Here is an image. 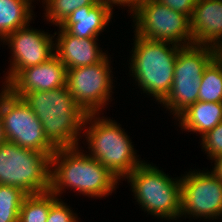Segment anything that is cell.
<instances>
[{
    "instance_id": "obj_1",
    "label": "cell",
    "mask_w": 222,
    "mask_h": 222,
    "mask_svg": "<svg viewBox=\"0 0 222 222\" xmlns=\"http://www.w3.org/2000/svg\"><path fill=\"white\" fill-rule=\"evenodd\" d=\"M81 147L59 148L51 156L50 191L58 198L68 188L88 198L108 197L120 181Z\"/></svg>"
},
{
    "instance_id": "obj_2",
    "label": "cell",
    "mask_w": 222,
    "mask_h": 222,
    "mask_svg": "<svg viewBox=\"0 0 222 222\" xmlns=\"http://www.w3.org/2000/svg\"><path fill=\"white\" fill-rule=\"evenodd\" d=\"M22 98L41 121L46 138L56 149L82 144L80 138L87 114L75 103L67 85L28 92Z\"/></svg>"
},
{
    "instance_id": "obj_3",
    "label": "cell",
    "mask_w": 222,
    "mask_h": 222,
    "mask_svg": "<svg viewBox=\"0 0 222 222\" xmlns=\"http://www.w3.org/2000/svg\"><path fill=\"white\" fill-rule=\"evenodd\" d=\"M103 114L92 113L85 117L82 136L88 146L86 152L107 167L121 183L145 160H141L121 124Z\"/></svg>"
},
{
    "instance_id": "obj_4",
    "label": "cell",
    "mask_w": 222,
    "mask_h": 222,
    "mask_svg": "<svg viewBox=\"0 0 222 222\" xmlns=\"http://www.w3.org/2000/svg\"><path fill=\"white\" fill-rule=\"evenodd\" d=\"M133 41L128 61L129 74L142 93L161 104L171 91L174 66L181 46L148 40L135 33Z\"/></svg>"
},
{
    "instance_id": "obj_5",
    "label": "cell",
    "mask_w": 222,
    "mask_h": 222,
    "mask_svg": "<svg viewBox=\"0 0 222 222\" xmlns=\"http://www.w3.org/2000/svg\"><path fill=\"white\" fill-rule=\"evenodd\" d=\"M124 180L131 185L135 202L144 213L162 221L181 220V176L172 178L155 164L144 161Z\"/></svg>"
},
{
    "instance_id": "obj_6",
    "label": "cell",
    "mask_w": 222,
    "mask_h": 222,
    "mask_svg": "<svg viewBox=\"0 0 222 222\" xmlns=\"http://www.w3.org/2000/svg\"><path fill=\"white\" fill-rule=\"evenodd\" d=\"M4 141L0 146V184L27 195L50 190L51 156Z\"/></svg>"
},
{
    "instance_id": "obj_7",
    "label": "cell",
    "mask_w": 222,
    "mask_h": 222,
    "mask_svg": "<svg viewBox=\"0 0 222 222\" xmlns=\"http://www.w3.org/2000/svg\"><path fill=\"white\" fill-rule=\"evenodd\" d=\"M215 57L216 49L204 45L192 44L178 51L171 91L160 104L174 120L198 101L203 71Z\"/></svg>"
},
{
    "instance_id": "obj_8",
    "label": "cell",
    "mask_w": 222,
    "mask_h": 222,
    "mask_svg": "<svg viewBox=\"0 0 222 222\" xmlns=\"http://www.w3.org/2000/svg\"><path fill=\"white\" fill-rule=\"evenodd\" d=\"M0 117L6 141L45 154L57 150L46 138L42 123L30 106L5 86L0 90Z\"/></svg>"
},
{
    "instance_id": "obj_9",
    "label": "cell",
    "mask_w": 222,
    "mask_h": 222,
    "mask_svg": "<svg viewBox=\"0 0 222 222\" xmlns=\"http://www.w3.org/2000/svg\"><path fill=\"white\" fill-rule=\"evenodd\" d=\"M129 16L133 18V33L137 36L181 47L193 44L189 17L156 0H142Z\"/></svg>"
},
{
    "instance_id": "obj_10",
    "label": "cell",
    "mask_w": 222,
    "mask_h": 222,
    "mask_svg": "<svg viewBox=\"0 0 222 222\" xmlns=\"http://www.w3.org/2000/svg\"><path fill=\"white\" fill-rule=\"evenodd\" d=\"M204 169L190 168L191 171L181 174L180 218L221 221L222 179Z\"/></svg>"
},
{
    "instance_id": "obj_11",
    "label": "cell",
    "mask_w": 222,
    "mask_h": 222,
    "mask_svg": "<svg viewBox=\"0 0 222 222\" xmlns=\"http://www.w3.org/2000/svg\"><path fill=\"white\" fill-rule=\"evenodd\" d=\"M111 62V56H107L96 64L67 70V88L86 114L102 113L112 102L115 88L112 70L115 68Z\"/></svg>"
},
{
    "instance_id": "obj_12",
    "label": "cell",
    "mask_w": 222,
    "mask_h": 222,
    "mask_svg": "<svg viewBox=\"0 0 222 222\" xmlns=\"http://www.w3.org/2000/svg\"><path fill=\"white\" fill-rule=\"evenodd\" d=\"M54 36L43 29L32 28L30 24L11 32L1 44L8 45L12 55L2 86L6 87L23 69L39 65L54 56Z\"/></svg>"
},
{
    "instance_id": "obj_13",
    "label": "cell",
    "mask_w": 222,
    "mask_h": 222,
    "mask_svg": "<svg viewBox=\"0 0 222 222\" xmlns=\"http://www.w3.org/2000/svg\"><path fill=\"white\" fill-rule=\"evenodd\" d=\"M67 69L55 55L36 66L23 69L7 86L22 98L28 92L48 91L66 86Z\"/></svg>"
},
{
    "instance_id": "obj_14",
    "label": "cell",
    "mask_w": 222,
    "mask_h": 222,
    "mask_svg": "<svg viewBox=\"0 0 222 222\" xmlns=\"http://www.w3.org/2000/svg\"><path fill=\"white\" fill-rule=\"evenodd\" d=\"M57 27L59 29L53 33L58 35L54 36V52L67 70L96 64L108 56L99 47V38H78Z\"/></svg>"
},
{
    "instance_id": "obj_15",
    "label": "cell",
    "mask_w": 222,
    "mask_h": 222,
    "mask_svg": "<svg viewBox=\"0 0 222 222\" xmlns=\"http://www.w3.org/2000/svg\"><path fill=\"white\" fill-rule=\"evenodd\" d=\"M189 19L193 44L222 46V0H197Z\"/></svg>"
},
{
    "instance_id": "obj_16",
    "label": "cell",
    "mask_w": 222,
    "mask_h": 222,
    "mask_svg": "<svg viewBox=\"0 0 222 222\" xmlns=\"http://www.w3.org/2000/svg\"><path fill=\"white\" fill-rule=\"evenodd\" d=\"M113 11L102 2L82 6L71 13L60 27L78 38H99L109 23H112Z\"/></svg>"
},
{
    "instance_id": "obj_17",
    "label": "cell",
    "mask_w": 222,
    "mask_h": 222,
    "mask_svg": "<svg viewBox=\"0 0 222 222\" xmlns=\"http://www.w3.org/2000/svg\"><path fill=\"white\" fill-rule=\"evenodd\" d=\"M175 121H179L176 125L181 131L193 132L202 137L222 121V103L198 100L183 111Z\"/></svg>"
},
{
    "instance_id": "obj_18",
    "label": "cell",
    "mask_w": 222,
    "mask_h": 222,
    "mask_svg": "<svg viewBox=\"0 0 222 222\" xmlns=\"http://www.w3.org/2000/svg\"><path fill=\"white\" fill-rule=\"evenodd\" d=\"M34 0H0V41L11 32L30 24L35 16ZM0 42V44H1Z\"/></svg>"
},
{
    "instance_id": "obj_19",
    "label": "cell",
    "mask_w": 222,
    "mask_h": 222,
    "mask_svg": "<svg viewBox=\"0 0 222 222\" xmlns=\"http://www.w3.org/2000/svg\"><path fill=\"white\" fill-rule=\"evenodd\" d=\"M57 199L50 190L26 195L20 207L18 222H46L50 207Z\"/></svg>"
},
{
    "instance_id": "obj_20",
    "label": "cell",
    "mask_w": 222,
    "mask_h": 222,
    "mask_svg": "<svg viewBox=\"0 0 222 222\" xmlns=\"http://www.w3.org/2000/svg\"><path fill=\"white\" fill-rule=\"evenodd\" d=\"M198 100L222 103V62L217 56L203 71Z\"/></svg>"
},
{
    "instance_id": "obj_21",
    "label": "cell",
    "mask_w": 222,
    "mask_h": 222,
    "mask_svg": "<svg viewBox=\"0 0 222 222\" xmlns=\"http://www.w3.org/2000/svg\"><path fill=\"white\" fill-rule=\"evenodd\" d=\"M97 0H42L44 7L43 15L48 23L60 26L65 19L82 6H93Z\"/></svg>"
},
{
    "instance_id": "obj_22",
    "label": "cell",
    "mask_w": 222,
    "mask_h": 222,
    "mask_svg": "<svg viewBox=\"0 0 222 222\" xmlns=\"http://www.w3.org/2000/svg\"><path fill=\"white\" fill-rule=\"evenodd\" d=\"M26 193L18 187L0 184V222H18Z\"/></svg>"
},
{
    "instance_id": "obj_23",
    "label": "cell",
    "mask_w": 222,
    "mask_h": 222,
    "mask_svg": "<svg viewBox=\"0 0 222 222\" xmlns=\"http://www.w3.org/2000/svg\"><path fill=\"white\" fill-rule=\"evenodd\" d=\"M200 145L204 154H207V159L213 160L222 154V121L200 137Z\"/></svg>"
},
{
    "instance_id": "obj_24",
    "label": "cell",
    "mask_w": 222,
    "mask_h": 222,
    "mask_svg": "<svg viewBox=\"0 0 222 222\" xmlns=\"http://www.w3.org/2000/svg\"><path fill=\"white\" fill-rule=\"evenodd\" d=\"M79 219L68 203L58 198L51 205L46 222H79Z\"/></svg>"
},
{
    "instance_id": "obj_25",
    "label": "cell",
    "mask_w": 222,
    "mask_h": 222,
    "mask_svg": "<svg viewBox=\"0 0 222 222\" xmlns=\"http://www.w3.org/2000/svg\"><path fill=\"white\" fill-rule=\"evenodd\" d=\"M158 3L168 6L176 12L187 15L189 18L197 0H156Z\"/></svg>"
},
{
    "instance_id": "obj_26",
    "label": "cell",
    "mask_w": 222,
    "mask_h": 222,
    "mask_svg": "<svg viewBox=\"0 0 222 222\" xmlns=\"http://www.w3.org/2000/svg\"><path fill=\"white\" fill-rule=\"evenodd\" d=\"M98 2H102L108 5L112 10H115L113 7H122L123 9L128 8L127 12L132 14L140 4L142 0H97Z\"/></svg>"
},
{
    "instance_id": "obj_27",
    "label": "cell",
    "mask_w": 222,
    "mask_h": 222,
    "mask_svg": "<svg viewBox=\"0 0 222 222\" xmlns=\"http://www.w3.org/2000/svg\"><path fill=\"white\" fill-rule=\"evenodd\" d=\"M211 163H214V166L210 170L222 179V154L214 158Z\"/></svg>"
},
{
    "instance_id": "obj_28",
    "label": "cell",
    "mask_w": 222,
    "mask_h": 222,
    "mask_svg": "<svg viewBox=\"0 0 222 222\" xmlns=\"http://www.w3.org/2000/svg\"><path fill=\"white\" fill-rule=\"evenodd\" d=\"M4 141H5V137H4V132H3L2 120L0 117V146L3 144Z\"/></svg>"
},
{
    "instance_id": "obj_29",
    "label": "cell",
    "mask_w": 222,
    "mask_h": 222,
    "mask_svg": "<svg viewBox=\"0 0 222 222\" xmlns=\"http://www.w3.org/2000/svg\"><path fill=\"white\" fill-rule=\"evenodd\" d=\"M216 56L219 58V60L222 62V46L218 47L216 49Z\"/></svg>"
}]
</instances>
